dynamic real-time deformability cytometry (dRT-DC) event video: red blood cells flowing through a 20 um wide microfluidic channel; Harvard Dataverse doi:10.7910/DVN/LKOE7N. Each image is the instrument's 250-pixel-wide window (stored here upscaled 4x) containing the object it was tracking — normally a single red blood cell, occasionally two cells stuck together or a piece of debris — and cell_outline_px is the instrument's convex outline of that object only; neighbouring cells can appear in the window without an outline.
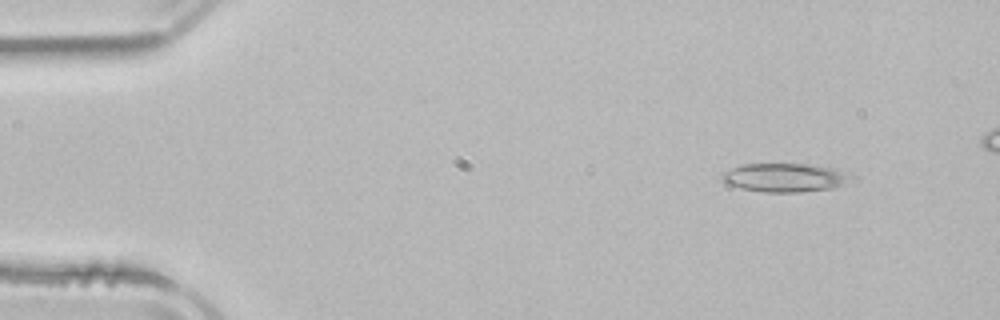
{"species": "common noctule bat (a hibernating species)", "species_latin": "Nyctalus noctula", "temperature_condition": "room temperature", "stored_images_in_passage": 4, "camera_frame_rate_fps": 3000, "um_per_image_px": 0.085, "animal": {"sex": "male", "body_mass_g": 21.5, "forearm_length_mm": 52.0}, "frame": {"image": 1, "passage_image": 1, "time_ms": 0.0, "image_size_px": [1000, 320], "cell_outline_px": [[856, 176], [844, 184], [832, 188], [800, 192], [764, 192], [740, 188], [724, 184], [720, 176], [720, 172], [740, 164], [808, 164], [832, 168], [852, 172]], "centroid_in_image_um": [66.69, 15.09], "position_along_channel_um": 18.3, "area_um2": 22.02}}